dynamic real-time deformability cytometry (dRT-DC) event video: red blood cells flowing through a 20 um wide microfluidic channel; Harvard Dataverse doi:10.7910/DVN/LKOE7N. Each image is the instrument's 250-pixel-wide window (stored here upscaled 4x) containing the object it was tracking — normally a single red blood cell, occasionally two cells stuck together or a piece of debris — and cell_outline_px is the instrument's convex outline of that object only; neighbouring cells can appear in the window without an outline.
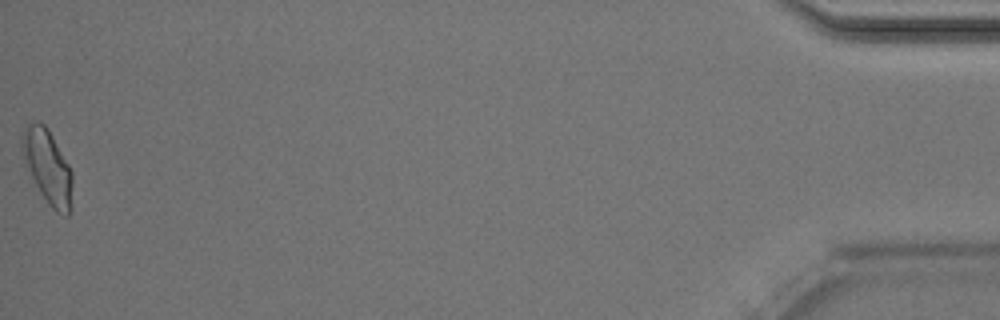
{"species": "Egyptian fruit bat (a non-hibernating species)", "species_latin": "Rousettus aegyptiacus", "temperature_condition": "room temperature", "stored_images_in_passage": 51, "camera_frame_rate_fps": 3000, "um_per_image_px": 0.085, "animal": {"sex": "male"}, "frame": {"image": 1, "passage_image": 51, "time_ms": 16.667, "image_size_px": [1000, 320], "cell_outline_px": [[72, 208], [68, 216], [64, 216], [56, 212], [48, 204], [40, 192], [32, 176], [20, 148], [20, 140], [28, 124], [36, 120], [44, 124], [48, 128], [68, 164], [72, 172]], "centroid_in_image_um": [4.08, 14.2], "position_along_channel_um": 431.1, "area_um2": 21.56}, "authors_computed_cell_mechanics": {"area_um2": 19.7676, "velocity_mm_per_s": 4.0186, "shape_relaxation_time_tau1_ms": null, "shape_relaxation_time_tau2_ms": 1.7387, "deformation_change_tau1": null, "deformation_change_tau2": 0.0822}}